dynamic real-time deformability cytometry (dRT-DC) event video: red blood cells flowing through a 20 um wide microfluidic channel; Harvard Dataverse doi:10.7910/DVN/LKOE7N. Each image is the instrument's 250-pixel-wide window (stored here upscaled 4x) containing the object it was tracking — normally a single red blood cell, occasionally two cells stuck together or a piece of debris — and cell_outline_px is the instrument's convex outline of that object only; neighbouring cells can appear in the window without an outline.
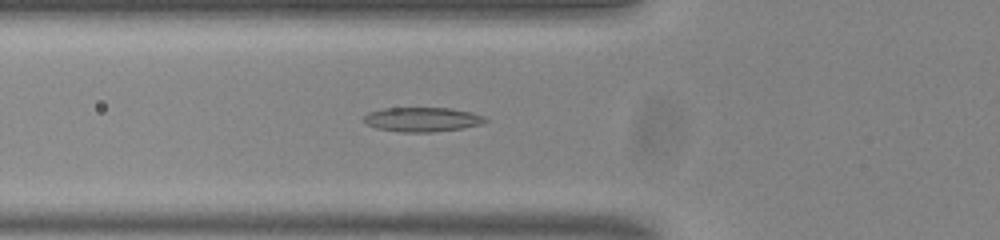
{"species": "common noctule bat (a hibernating species)", "species_latin": "Nyctalus noctula", "temperature_condition": "room temperature", "stored_images_in_passage": 42, "camera_frame_rate_fps": 3000, "um_per_image_px": 0.085, "animal": {"sex": "male", "body_mass_g": 20.0, "forearm_length_mm": 53.3}, "frame": {"image": 1, "passage_image": 8, "time_ms": 2.333, "image_size_px": [1000, 240], "cell_outline_px": [[488, 120], [480, 124], [460, 128], [432, 132], [400, 132], [376, 128], [364, 124], [364, 116], [368, 112], [384, 108], [452, 108], [472, 112], [484, 116]], "centroid_in_image_um": [35.85, 10.15], "position_along_channel_um": 89.9, "area_um2": 17.28}}
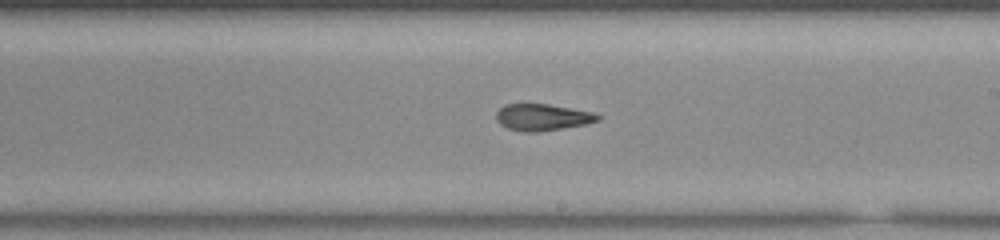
{"frame": {"image": 2, "passage_image": 20, "time_ms": 6.333, "image_size_px": [1000, 240], "cell_outline_px": [[600, 120], [584, 124], [540, 132], [524, 132], [508, 128], [500, 124], [496, 120], [496, 112], [504, 104], [548, 104], [592, 112], [600, 116]], "centroid_in_image_um": [46.07, 9.97], "position_along_channel_um": 242.9, "area_um2": 15.66}}
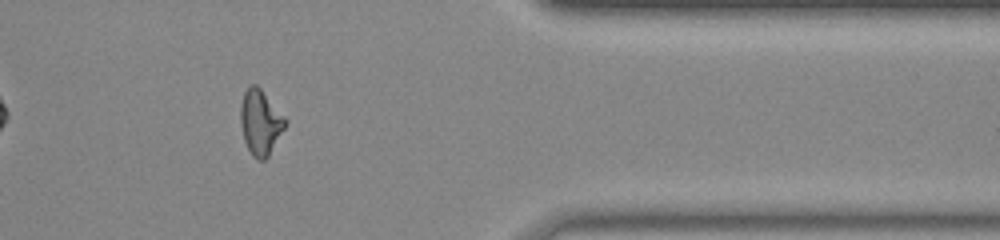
{"frame": {"image": 3, "passage_image": 33, "time_ms": 10.667, "image_size_px": [1000, 240], "cell_outline_px": [[288, 120], [284, 128], [268, 156], [264, 160], [256, 160], [252, 156], [244, 140], [240, 124], [240, 104], [244, 92], [252, 84], [256, 84], [260, 88]], "centroid_in_image_um": [22.12, 10.4], "position_along_channel_um": 389.3, "area_um2": 16.88}, "authors_computed_cell_mechanics": {"area_um2": 16.6175, "velocity_mm_per_s": 3.8175, "shape_relaxation_time_tau1_ms": null, "shape_relaxation_time_tau2_ms": 2.6347, "deformation_change_tau1": null, "deformation_change_tau2": 0.0845}}